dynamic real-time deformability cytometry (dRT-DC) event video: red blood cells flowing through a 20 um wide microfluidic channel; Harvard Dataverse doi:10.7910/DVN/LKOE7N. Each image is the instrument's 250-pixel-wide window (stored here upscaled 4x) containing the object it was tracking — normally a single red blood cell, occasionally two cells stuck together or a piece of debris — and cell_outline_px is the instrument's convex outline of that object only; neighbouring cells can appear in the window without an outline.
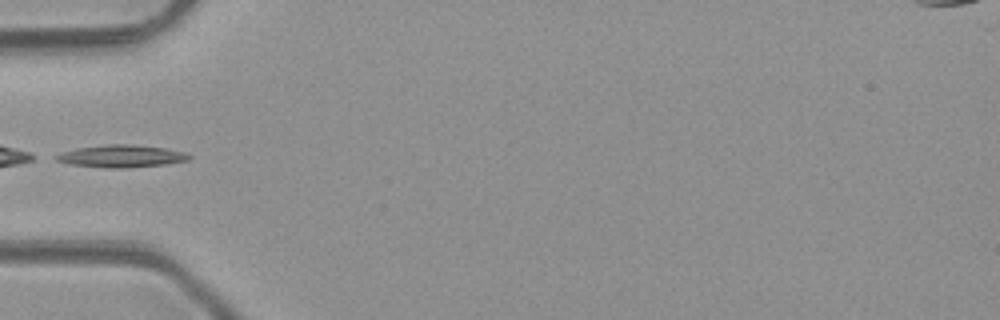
{"species": "common noctule bat (a hibernating species)", "species_latin": "Nyctalus noctula", "temperature_condition": "room temperature", "stored_images_in_passage": 5, "camera_frame_rate_fps": 3000, "um_per_image_px": 0.085, "animal": {"sex": "male", "body_mass_g": 23.1, "forearm_length_mm": 52.7}, "frame": {"image": 1, "passage_image": 4, "time_ms": 4.333, "image_size_px": [1000, 320], "cell_outline_px": [[192, 156], [188, 160], [164, 164], [124, 168], [108, 168], [72, 164], [56, 160], [56, 156], [64, 152], [76, 148], [108, 144], [128, 144], [164, 148], [184, 152]], "centroid_in_image_um": [10.34, 13.27], "position_along_channel_um": 74.7, "area_um2": 16.94}}
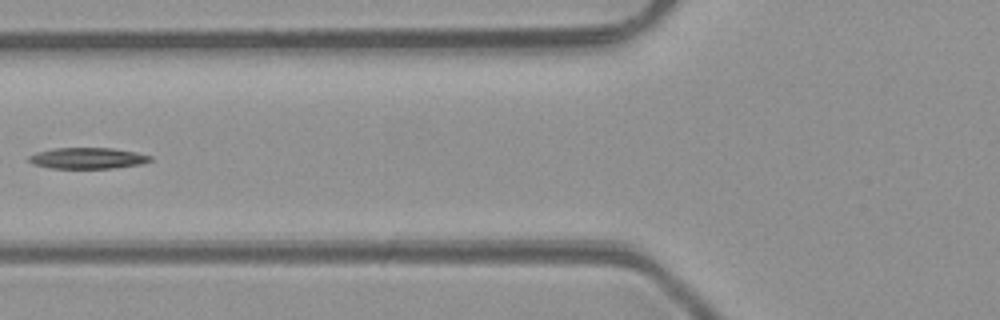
{"frame": {"image": 2, "passage_image": 5, "time_ms": 5.333, "image_size_px": [1000, 320], "cell_outline_px": [[152, 160], [140, 164], [112, 168], [52, 168], [32, 164], [28, 160], [28, 156], [36, 152], [52, 148], [112, 148], [152, 156]], "centroid_in_image_um": [7.39, 13.44], "position_along_channel_um": 118.4, "area_um2": 14.8}}